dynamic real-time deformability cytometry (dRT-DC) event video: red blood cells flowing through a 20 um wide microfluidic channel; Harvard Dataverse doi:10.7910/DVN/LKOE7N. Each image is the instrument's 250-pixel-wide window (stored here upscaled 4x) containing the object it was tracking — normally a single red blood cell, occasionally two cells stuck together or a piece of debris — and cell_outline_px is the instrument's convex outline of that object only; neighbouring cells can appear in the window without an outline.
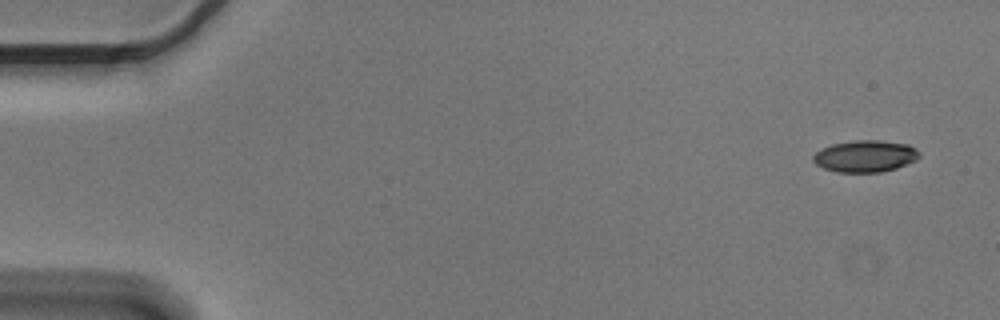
{"species": "Egyptian fruit bat (a non-hibernating species)", "species_latin": "Rousettus aegyptiacus", "temperature_condition": "cold", "stored_images_in_passage": 5, "camera_frame_rate_fps": 3000, "um_per_image_px": 0.085, "animal": {"sex": "male"}, "frame": {"image": 1, "passage_image": 1, "time_ms": 0.0, "image_size_px": [1000, 320], "cell_outline_px": [[920, 156], [916, 160], [896, 168], [880, 172], [836, 172], [824, 168], [816, 164], [812, 160], [812, 156], [816, 152], [832, 144], [856, 140], [880, 140], [908, 144], [916, 148], [920, 152]], "centroid_in_image_um": [73.56, 13.27], "position_along_channel_um": 11.4, "area_um2": 19.65}}
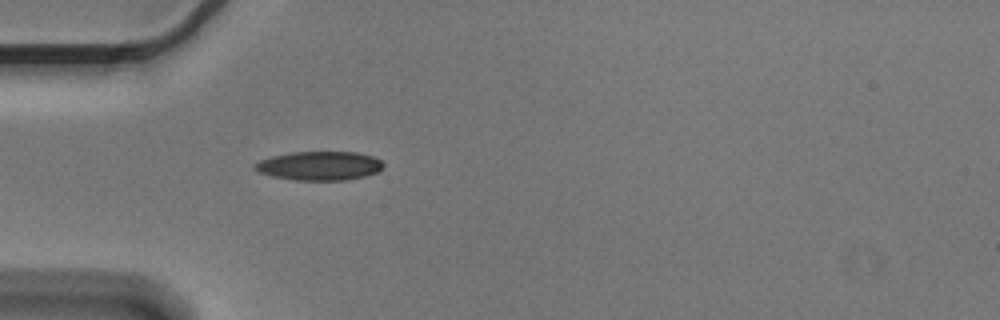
{"frame": {"image": 2, "passage_image": 5, "time_ms": 1.333, "image_size_px": [1000, 320], "cell_outline_px": [[384, 164], [376, 172], [364, 176], [344, 180], [296, 180], [272, 176], [260, 172], [252, 168], [252, 164], [260, 160], [272, 156], [292, 152], [356, 152], [372, 156], [380, 160]], "centroid_in_image_um": [27.11, 14.09], "position_along_channel_um": 57.9, "area_um2": 21.5}}